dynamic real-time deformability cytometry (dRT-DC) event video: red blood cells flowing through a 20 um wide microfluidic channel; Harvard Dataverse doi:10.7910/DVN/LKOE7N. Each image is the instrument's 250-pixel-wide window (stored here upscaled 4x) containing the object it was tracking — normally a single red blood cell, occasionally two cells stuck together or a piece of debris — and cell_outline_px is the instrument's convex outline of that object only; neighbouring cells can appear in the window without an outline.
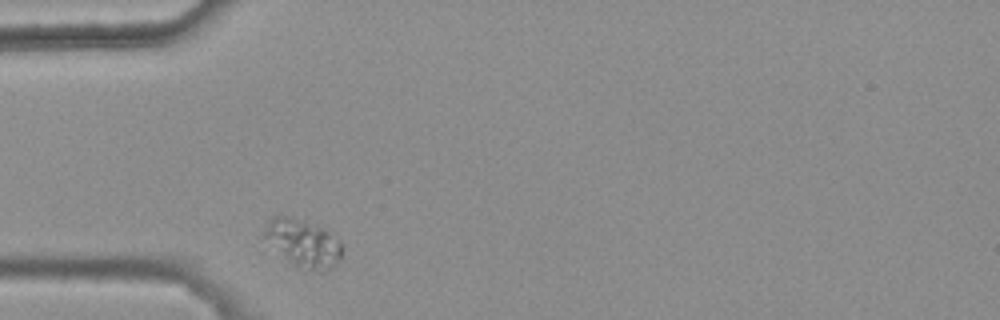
{"species": "common noctule bat (a hibernating species)", "species_latin": "Nyctalus noctula", "temperature_condition": "warm", "stored_images_in_passage": 1, "camera_frame_rate_fps": 3000, "um_per_image_px": 0.085, "animal": {"sex": "female", "body_mass_g": 25.1}, "frame": {"image": 1, "passage_image": 1, "time_ms": 0.0, "image_size_px": [1000, 320], "cell_outline_px": [[340, 260], [328, 272], [320, 272], [296, 268], [260, 236], [264, 228], [272, 216], [288, 216], [304, 220], [328, 232], [340, 240]], "centroid_in_image_um": [25.72, 20.7], "position_along_channel_um": 59.3, "area_um2": 21.79}}